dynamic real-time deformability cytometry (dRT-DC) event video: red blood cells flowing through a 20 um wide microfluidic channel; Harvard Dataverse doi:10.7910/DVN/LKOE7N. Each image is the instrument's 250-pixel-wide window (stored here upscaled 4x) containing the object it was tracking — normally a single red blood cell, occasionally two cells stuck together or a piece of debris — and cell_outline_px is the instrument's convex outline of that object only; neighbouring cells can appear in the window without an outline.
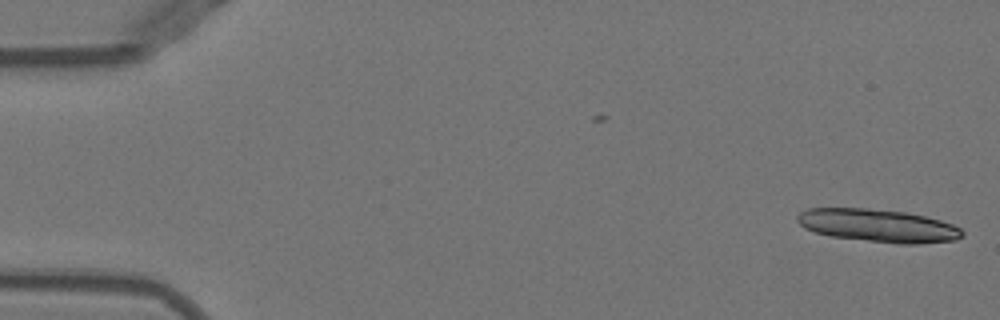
{"species": "Egyptian fruit bat (a non-hibernating species)", "species_latin": "Rousettus aegyptiacus", "temperature_condition": "warm", "stored_images_in_passage": 14, "camera_frame_rate_fps": 3000, "um_per_image_px": 0.085, "animal": {"sex": "female"}, "frame": {"image": 1, "passage_image": 1, "time_ms": 0.0, "image_size_px": [1000, 320], "cell_outline_px": [[964, 236], [956, 240], [920, 244], [896, 244], [832, 236], [816, 232], [804, 228], [796, 220], [796, 216], [800, 212], [808, 208], [868, 208], [904, 212], [924, 216], [940, 220], [952, 224], [960, 228], [964, 232]], "centroid_in_image_um": [74.65, 19.18], "position_along_channel_um": 10.3, "area_um2": 31.73}}